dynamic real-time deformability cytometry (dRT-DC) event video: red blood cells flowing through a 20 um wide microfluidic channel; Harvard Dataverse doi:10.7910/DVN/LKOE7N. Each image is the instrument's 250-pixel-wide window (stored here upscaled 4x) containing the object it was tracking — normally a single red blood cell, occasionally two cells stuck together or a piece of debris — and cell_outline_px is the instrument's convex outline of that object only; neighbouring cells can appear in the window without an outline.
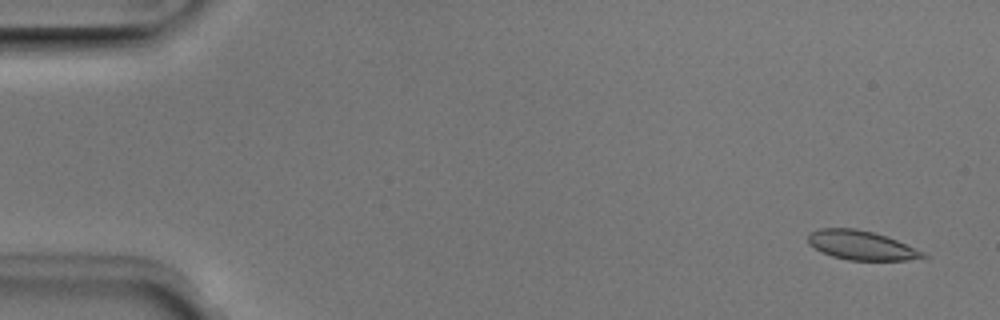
{"species": "Egyptian fruit bat (a non-hibernating species)", "species_latin": "Rousettus aegyptiacus", "temperature_condition": "room temperature", "stored_images_in_passage": 12, "camera_frame_rate_fps": 3000, "um_per_image_px": 0.085, "animal": {"sex": "male"}, "frame": {"image": 1, "passage_image": 3, "time_ms": 0.667, "image_size_px": [1000, 320], "cell_outline_px": [[928, 256], [904, 260], [848, 260], [832, 256], [808, 244], [808, 232], [820, 228], [856, 228], [872, 232], [896, 240], [924, 252]], "centroid_in_image_um": [73.16, 20.84], "position_along_channel_um": 11.8, "area_um2": 19.25}}